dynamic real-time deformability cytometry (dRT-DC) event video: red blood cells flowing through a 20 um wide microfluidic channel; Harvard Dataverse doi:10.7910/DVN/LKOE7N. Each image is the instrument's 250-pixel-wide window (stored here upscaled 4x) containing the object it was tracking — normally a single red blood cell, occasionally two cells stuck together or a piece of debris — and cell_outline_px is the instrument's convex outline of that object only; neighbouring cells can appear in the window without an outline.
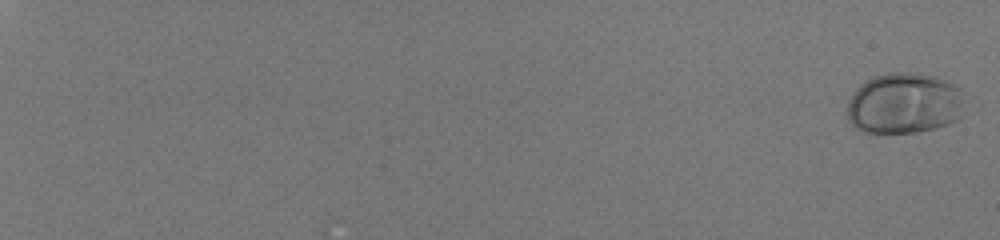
{"species": "human", "species_latin": "Homo sapiens", "temperature_condition": "room temperature", "stored_images_in_passage": 57, "camera_frame_rate_fps": 3000, "um_per_image_px": 0.085, "donor": {"sex": "male"}, "frame": {"image": 1, "passage_image": 1, "time_ms": 0.0, "image_size_px": [1000, 240], "cell_outline_px": [[964, 116], [960, 120], [936, 128], [920, 132], [864, 132], [856, 128], [848, 120], [848, 100], [856, 88], [860, 84], [872, 76], [888, 72], [916, 72], [932, 76], [944, 80], [960, 88]], "centroid_in_image_um": [76.87, 8.78], "position_along_channel_um": 8.1, "area_um2": 42.08}}
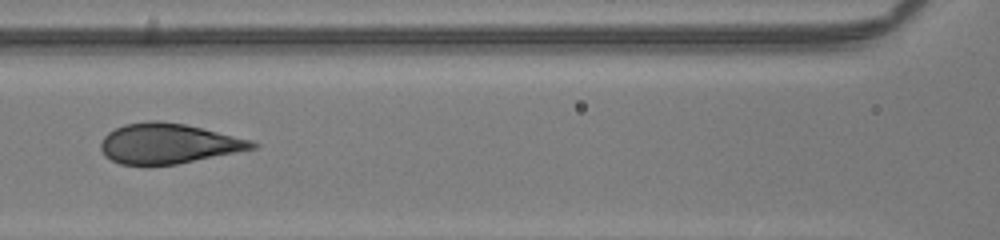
{"frame": {"image": 2, "passage_image": 33, "time_ms": 10.667, "image_size_px": [1000, 240], "cell_outline_px": [[260, 144], [256, 148], [176, 164], [148, 168], [120, 164], [104, 156], [100, 148], [100, 140], [108, 132], [124, 124], [148, 120], [160, 120], [184, 124], [252, 140]], "centroid_in_image_um": [14.24, 12.23], "position_along_channel_um": 152.4, "area_um2": 36.01}}
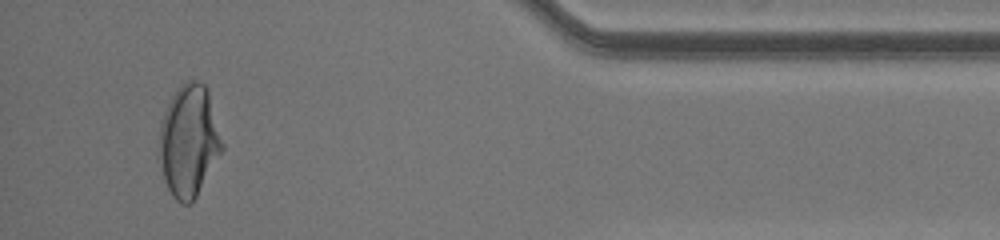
{"frame": {"image": 3, "passage_image": 55, "time_ms": 18.0, "image_size_px": [1000, 240], "cell_outline_px": [[224, 148], [192, 204], [180, 204], [172, 196], [168, 188], [156, 156], [156, 144], [160, 120], [172, 96], [180, 84], [188, 80], [196, 80], [204, 84], [208, 92], [224, 144]], "centroid_in_image_um": [16.01, 12.0], "position_along_channel_um": 419.2, "area_um2": 41.73}, "authors_computed_cell_mechanics": {"area_um2": 37.3388, "velocity_mm_per_s": 4.0933, "shape_relaxation_time_tau1_ms": 4.3844, "shape_relaxation_time_tau2_ms": null, "deformation_change_tau1": 0.199, "deformation_change_tau2": null}}